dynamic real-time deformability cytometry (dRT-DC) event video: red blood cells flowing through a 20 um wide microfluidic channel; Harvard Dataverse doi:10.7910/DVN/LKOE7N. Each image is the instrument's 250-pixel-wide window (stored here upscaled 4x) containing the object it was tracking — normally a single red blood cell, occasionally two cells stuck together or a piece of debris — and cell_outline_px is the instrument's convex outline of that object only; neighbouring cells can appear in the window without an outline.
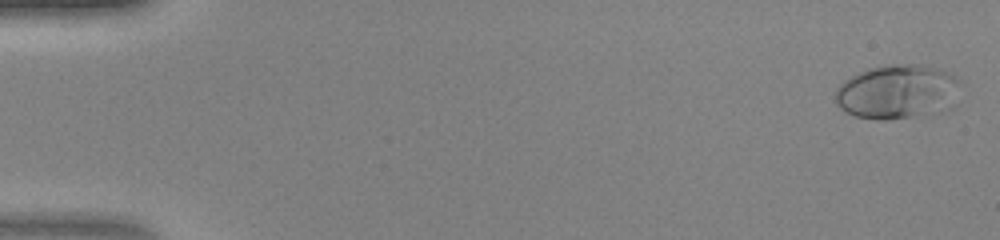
{"species": "human", "species_latin": "Homo sapiens", "temperature_condition": "warm", "stored_images_in_passage": 48, "camera_frame_rate_fps": 3000, "um_per_image_px": 0.085, "donor": {"sex": "female"}, "frame": {"image": 1, "passage_image": 2, "time_ms": 0.333, "image_size_px": [1000, 240], "cell_outline_px": [[960, 84], [956, 104], [952, 108], [944, 112], [888, 120], [876, 120], [856, 116], [844, 112], [836, 104], [836, 88], [844, 80], [856, 72], [868, 68], [892, 64], [920, 64], [940, 68], [952, 72], [960, 80]], "centroid_in_image_um": [76.34, 7.8], "position_along_channel_um": 8.7, "area_um2": 40.75}}
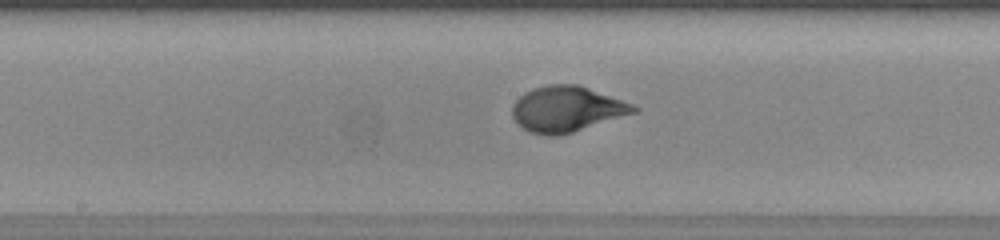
{"frame": {"image": 2, "passage_image": 26, "time_ms": 8.333, "image_size_px": [1000, 240], "cell_outline_px": [[640, 108], [636, 112], [560, 136], [548, 136], [528, 132], [512, 116], [512, 104], [524, 92], [532, 88], [548, 84], [576, 84], [588, 88], [632, 104]], "centroid_in_image_um": [48.13, 9.27], "position_along_channel_um": 200.1, "area_um2": 32.02}}
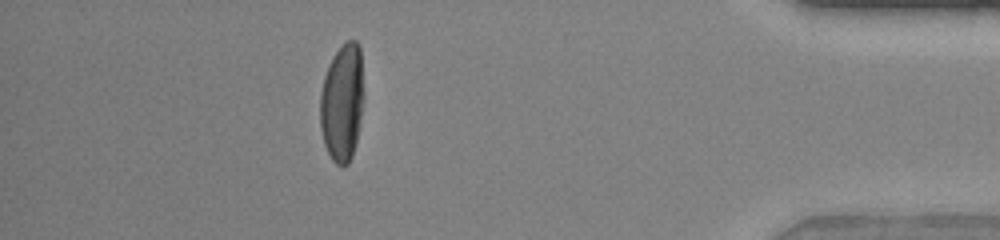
{"frame": {"image": 3, "passage_image": 43, "time_ms": 14.0, "image_size_px": [1000, 240], "cell_outline_px": [[364, 96], [356, 140], [352, 156], [348, 164], [344, 168], [336, 164], [332, 160], [324, 144], [320, 128], [320, 92], [324, 76], [328, 64], [332, 56], [348, 40], [356, 40], [360, 48], [364, 92]], "centroid_in_image_um": [29.08, 8.72], "position_along_channel_um": 406.1, "area_um2": 30.17}}